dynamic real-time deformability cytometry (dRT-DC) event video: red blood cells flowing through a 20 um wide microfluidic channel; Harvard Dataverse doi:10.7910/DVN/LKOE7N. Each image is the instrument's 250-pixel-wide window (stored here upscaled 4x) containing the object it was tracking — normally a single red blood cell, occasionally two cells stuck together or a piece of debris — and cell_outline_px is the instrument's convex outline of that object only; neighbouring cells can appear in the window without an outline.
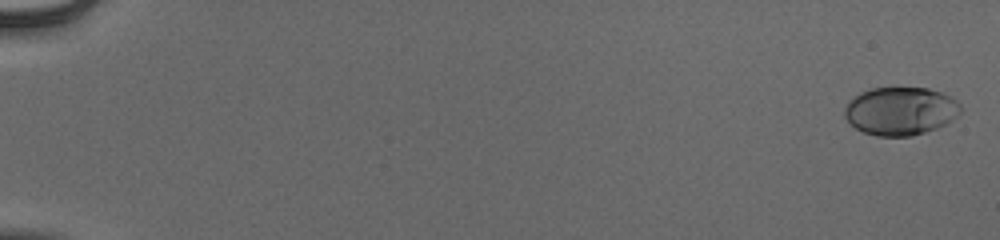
{"species": "human", "species_latin": "Homo sapiens", "temperature_condition": "cold", "stored_images_in_passage": 56, "camera_frame_rate_fps": 3000, "um_per_image_px": 0.085, "donor": {"sex": "male"}, "frame": {"image": 1, "passage_image": 2, "time_ms": 0.333, "image_size_px": [1000, 240], "cell_outline_px": [[960, 112], [952, 120], [936, 128], [912, 136], [876, 136], [864, 132], [856, 128], [844, 116], [844, 108], [848, 100], [860, 92], [872, 88], [928, 88], [952, 96], [960, 104]], "centroid_in_image_um": [76.52, 9.43], "position_along_channel_um": 8.5, "area_um2": 32.54}}
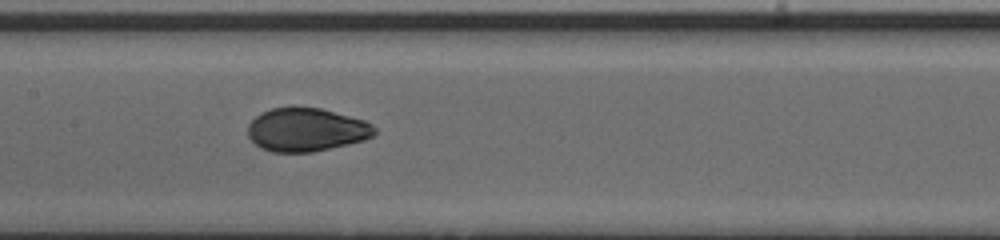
{"frame": {"image": 2, "passage_image": 31, "time_ms": 10.0, "image_size_px": [1000, 240], "cell_outline_px": [[376, 132], [372, 136], [364, 140], [348, 144], [312, 152], [272, 152], [260, 148], [248, 136], [248, 124], [260, 112], [272, 108], [292, 104], [320, 108], [364, 120], [372, 124], [376, 128]], "centroid_in_image_um": [26.01, 10.99], "position_along_channel_um": 181.4, "area_um2": 32.54}}
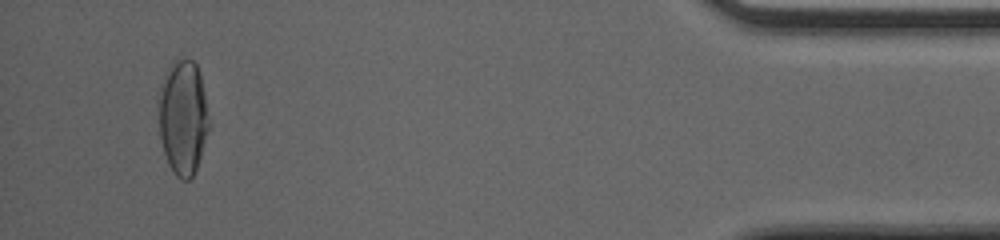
{"frame": {"image": 3, "passage_image": 54, "time_ms": 17.667, "image_size_px": [1000, 240], "cell_outline_px": [[208, 128], [200, 156], [196, 168], [192, 176], [188, 180], [180, 180], [176, 176], [168, 164], [164, 152], [160, 136], [156, 104], [160, 84], [164, 72], [172, 60], [176, 56], [184, 56], [192, 60], [196, 64], [200, 72], [204, 92], [208, 124]], "centroid_in_image_um": [15.49, 9.87], "position_along_channel_um": 419.7, "area_um2": 34.28}, "authors_computed_cell_mechanics": {"area_um2": 32.5125, "velocity_mm_per_s": 3.8915, "shape_relaxation_time_tau1_ms": 3.9056, "shape_relaxation_time_tau2_ms": 0.7603, "deformation_change_tau1": 0.1753, "deformation_change_tau2": 0.0358}}